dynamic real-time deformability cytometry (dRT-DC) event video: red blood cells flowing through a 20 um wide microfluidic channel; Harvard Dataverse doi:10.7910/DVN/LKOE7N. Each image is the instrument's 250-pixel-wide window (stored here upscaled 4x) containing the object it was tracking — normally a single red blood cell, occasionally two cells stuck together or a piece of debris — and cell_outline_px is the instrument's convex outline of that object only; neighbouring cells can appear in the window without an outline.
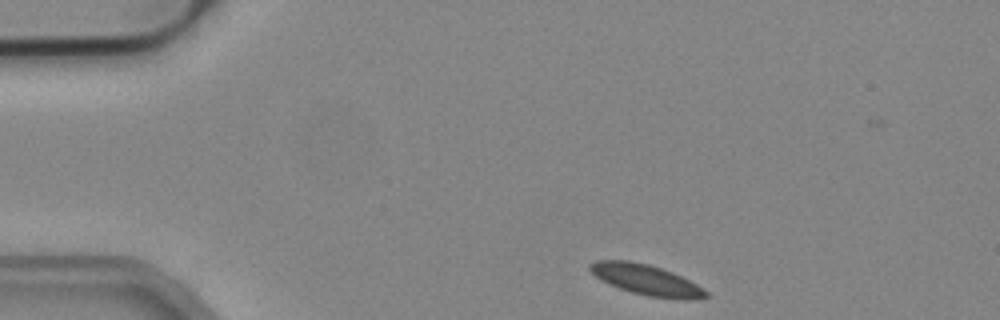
{"species": "common noctule bat (a hibernating species)", "species_latin": "Nyctalus noctula", "temperature_condition": "cold", "stored_images_in_passage": 46, "camera_frame_rate_fps": 3000, "um_per_image_px": 0.085, "animal": {"sex": "male", "body_mass_g": 19.2, "forearm_length_mm": 51.8}, "frame": {"image": 1, "passage_image": 2, "time_ms": 0.333, "image_size_px": [1000, 320], "cell_outline_px": [[708, 296], [696, 300], [684, 300], [648, 296], [632, 292], [608, 284], [600, 280], [588, 268], [588, 264], [596, 260], [628, 260], [648, 264], [672, 272], [704, 288], [708, 292]], "centroid_in_image_um": [54.93, 23.79], "position_along_channel_um": 30.1, "area_um2": 20.63}}
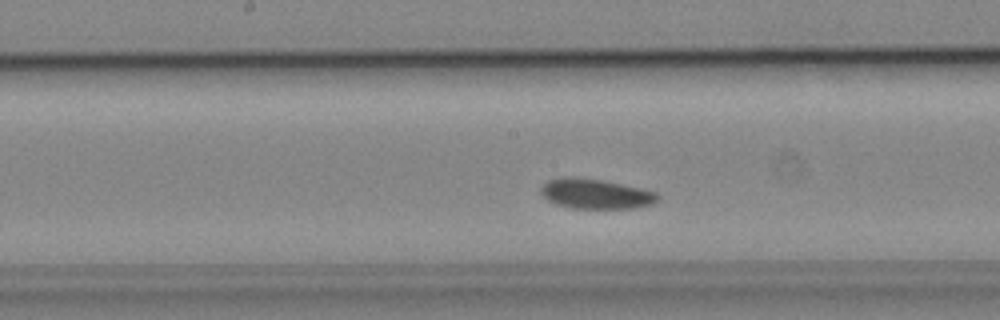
{"frame": {"image": 2, "passage_image": 20, "time_ms": 6.333, "image_size_px": [1000, 320], "cell_outline_px": [[660, 196], [652, 204], [636, 208], [572, 208], [556, 204], [548, 200], [540, 192], [540, 188], [548, 180], [560, 176], [576, 176], [604, 180], [640, 188], [656, 192]], "centroid_in_image_um": [50.6, 16.46], "position_along_channel_um": 197.6, "area_um2": 20.52}}
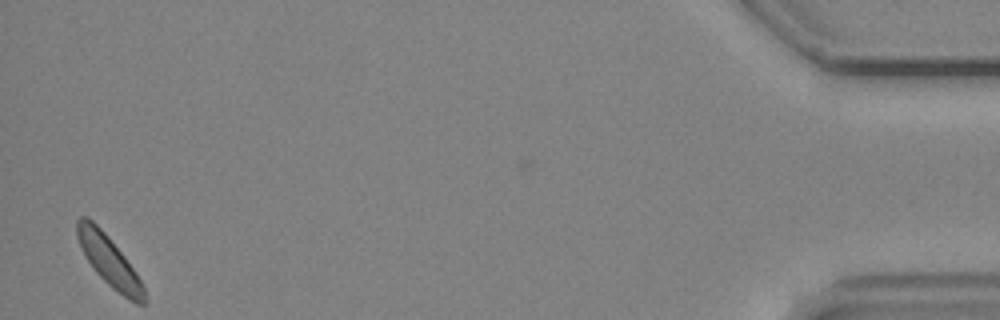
{"frame": {"image": 3, "passage_image": 45, "time_ms": 14.667, "image_size_px": [1000, 320], "cell_outline_px": [[148, 300], [144, 304], [136, 304], [128, 300], [112, 288], [96, 272], [88, 260], [76, 236], [76, 220], [80, 216], [88, 216], [108, 236], [124, 256], [136, 272], [144, 288]], "centroid_in_image_um": [9.3, 22.2], "position_along_channel_um": 425.9, "area_um2": 19.54}}